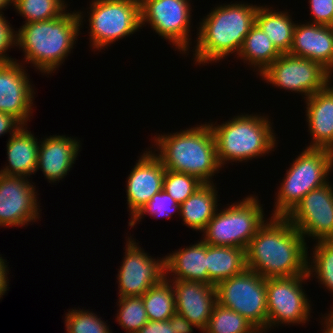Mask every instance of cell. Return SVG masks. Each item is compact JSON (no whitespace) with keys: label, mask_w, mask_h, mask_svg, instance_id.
Here are the masks:
<instances>
[{"label":"cell","mask_w":333,"mask_h":333,"mask_svg":"<svg viewBox=\"0 0 333 333\" xmlns=\"http://www.w3.org/2000/svg\"><path fill=\"white\" fill-rule=\"evenodd\" d=\"M305 99L306 121L312 136L307 148L333 149V85Z\"/></svg>","instance_id":"cell-21"},{"label":"cell","mask_w":333,"mask_h":333,"mask_svg":"<svg viewBox=\"0 0 333 333\" xmlns=\"http://www.w3.org/2000/svg\"><path fill=\"white\" fill-rule=\"evenodd\" d=\"M176 312L203 331L217 304L216 286L202 282L170 280Z\"/></svg>","instance_id":"cell-18"},{"label":"cell","mask_w":333,"mask_h":333,"mask_svg":"<svg viewBox=\"0 0 333 333\" xmlns=\"http://www.w3.org/2000/svg\"><path fill=\"white\" fill-rule=\"evenodd\" d=\"M329 312L328 314L325 313L326 316L322 317L323 319H321V322H323L324 320L322 324H325L324 326H322L324 327L323 333H333V311L331 310Z\"/></svg>","instance_id":"cell-42"},{"label":"cell","mask_w":333,"mask_h":333,"mask_svg":"<svg viewBox=\"0 0 333 333\" xmlns=\"http://www.w3.org/2000/svg\"><path fill=\"white\" fill-rule=\"evenodd\" d=\"M12 1L13 0H0V14H3L2 10H5L4 8L12 6Z\"/></svg>","instance_id":"cell-43"},{"label":"cell","mask_w":333,"mask_h":333,"mask_svg":"<svg viewBox=\"0 0 333 333\" xmlns=\"http://www.w3.org/2000/svg\"><path fill=\"white\" fill-rule=\"evenodd\" d=\"M288 13L287 10L276 12L268 5L265 7L259 5L255 14V23L266 33L281 54L289 53L296 25Z\"/></svg>","instance_id":"cell-26"},{"label":"cell","mask_w":333,"mask_h":333,"mask_svg":"<svg viewBox=\"0 0 333 333\" xmlns=\"http://www.w3.org/2000/svg\"><path fill=\"white\" fill-rule=\"evenodd\" d=\"M3 14H0V63L15 61L7 55L9 48L16 46V33ZM13 46V47H12Z\"/></svg>","instance_id":"cell-36"},{"label":"cell","mask_w":333,"mask_h":333,"mask_svg":"<svg viewBox=\"0 0 333 333\" xmlns=\"http://www.w3.org/2000/svg\"><path fill=\"white\" fill-rule=\"evenodd\" d=\"M214 183H204L180 205L183 223L196 231H203L218 210V191Z\"/></svg>","instance_id":"cell-24"},{"label":"cell","mask_w":333,"mask_h":333,"mask_svg":"<svg viewBox=\"0 0 333 333\" xmlns=\"http://www.w3.org/2000/svg\"><path fill=\"white\" fill-rule=\"evenodd\" d=\"M259 5L233 3L218 5L199 22L193 59L196 65H206L238 54L245 36L255 24Z\"/></svg>","instance_id":"cell-3"},{"label":"cell","mask_w":333,"mask_h":333,"mask_svg":"<svg viewBox=\"0 0 333 333\" xmlns=\"http://www.w3.org/2000/svg\"><path fill=\"white\" fill-rule=\"evenodd\" d=\"M308 246L286 217L271 216L249 242L246 267L263 278L307 274Z\"/></svg>","instance_id":"cell-1"},{"label":"cell","mask_w":333,"mask_h":333,"mask_svg":"<svg viewBox=\"0 0 333 333\" xmlns=\"http://www.w3.org/2000/svg\"><path fill=\"white\" fill-rule=\"evenodd\" d=\"M203 184L201 180L192 175L166 169L163 190L181 205Z\"/></svg>","instance_id":"cell-34"},{"label":"cell","mask_w":333,"mask_h":333,"mask_svg":"<svg viewBox=\"0 0 333 333\" xmlns=\"http://www.w3.org/2000/svg\"><path fill=\"white\" fill-rule=\"evenodd\" d=\"M180 215V204L176 202L168 193L164 190L156 193L140 210L139 212L129 220L128 225L133 228L137 222H140L142 217L150 215L154 218H171L173 213Z\"/></svg>","instance_id":"cell-35"},{"label":"cell","mask_w":333,"mask_h":333,"mask_svg":"<svg viewBox=\"0 0 333 333\" xmlns=\"http://www.w3.org/2000/svg\"><path fill=\"white\" fill-rule=\"evenodd\" d=\"M308 275L266 278L267 330L281 324H304L310 320L311 302L302 284ZM274 326V327H273ZM272 327V328H271Z\"/></svg>","instance_id":"cell-11"},{"label":"cell","mask_w":333,"mask_h":333,"mask_svg":"<svg viewBox=\"0 0 333 333\" xmlns=\"http://www.w3.org/2000/svg\"><path fill=\"white\" fill-rule=\"evenodd\" d=\"M262 205L257 196L248 195L225 209H218L202 231V240L210 245L246 250L259 227L266 221Z\"/></svg>","instance_id":"cell-7"},{"label":"cell","mask_w":333,"mask_h":333,"mask_svg":"<svg viewBox=\"0 0 333 333\" xmlns=\"http://www.w3.org/2000/svg\"><path fill=\"white\" fill-rule=\"evenodd\" d=\"M252 333H266L265 331L263 330H258V329H255Z\"/></svg>","instance_id":"cell-44"},{"label":"cell","mask_w":333,"mask_h":333,"mask_svg":"<svg viewBox=\"0 0 333 333\" xmlns=\"http://www.w3.org/2000/svg\"><path fill=\"white\" fill-rule=\"evenodd\" d=\"M186 129L176 133L156 134L154 147L157 148L153 152L165 169L192 175L203 183H213L212 178L220 173L221 167L217 160L212 128L208 123H203Z\"/></svg>","instance_id":"cell-4"},{"label":"cell","mask_w":333,"mask_h":333,"mask_svg":"<svg viewBox=\"0 0 333 333\" xmlns=\"http://www.w3.org/2000/svg\"><path fill=\"white\" fill-rule=\"evenodd\" d=\"M217 303L246 318L256 329L267 332L266 278L245 269L216 286Z\"/></svg>","instance_id":"cell-9"},{"label":"cell","mask_w":333,"mask_h":333,"mask_svg":"<svg viewBox=\"0 0 333 333\" xmlns=\"http://www.w3.org/2000/svg\"><path fill=\"white\" fill-rule=\"evenodd\" d=\"M80 140L66 135H50L40 140L36 172L41 169L49 183L62 180L80 152Z\"/></svg>","instance_id":"cell-20"},{"label":"cell","mask_w":333,"mask_h":333,"mask_svg":"<svg viewBox=\"0 0 333 333\" xmlns=\"http://www.w3.org/2000/svg\"><path fill=\"white\" fill-rule=\"evenodd\" d=\"M22 125L13 115L0 112V136L7 133L12 136Z\"/></svg>","instance_id":"cell-38"},{"label":"cell","mask_w":333,"mask_h":333,"mask_svg":"<svg viewBox=\"0 0 333 333\" xmlns=\"http://www.w3.org/2000/svg\"><path fill=\"white\" fill-rule=\"evenodd\" d=\"M126 238L125 257L117 275L118 297L142 296L165 278V257L152 258L132 236Z\"/></svg>","instance_id":"cell-13"},{"label":"cell","mask_w":333,"mask_h":333,"mask_svg":"<svg viewBox=\"0 0 333 333\" xmlns=\"http://www.w3.org/2000/svg\"><path fill=\"white\" fill-rule=\"evenodd\" d=\"M165 277L168 280H185L208 284L207 243L200 240L194 245H189L166 255Z\"/></svg>","instance_id":"cell-22"},{"label":"cell","mask_w":333,"mask_h":333,"mask_svg":"<svg viewBox=\"0 0 333 333\" xmlns=\"http://www.w3.org/2000/svg\"><path fill=\"white\" fill-rule=\"evenodd\" d=\"M69 11L51 20L32 22L18 28L16 46L24 53L25 62L39 72L54 73L71 54L78 40L83 11Z\"/></svg>","instance_id":"cell-2"},{"label":"cell","mask_w":333,"mask_h":333,"mask_svg":"<svg viewBox=\"0 0 333 333\" xmlns=\"http://www.w3.org/2000/svg\"><path fill=\"white\" fill-rule=\"evenodd\" d=\"M259 76L273 87L304 95V100L333 81V75L319 63L288 53L281 54Z\"/></svg>","instance_id":"cell-10"},{"label":"cell","mask_w":333,"mask_h":333,"mask_svg":"<svg viewBox=\"0 0 333 333\" xmlns=\"http://www.w3.org/2000/svg\"><path fill=\"white\" fill-rule=\"evenodd\" d=\"M37 193L27 177L0 173V226L25 227L41 218Z\"/></svg>","instance_id":"cell-15"},{"label":"cell","mask_w":333,"mask_h":333,"mask_svg":"<svg viewBox=\"0 0 333 333\" xmlns=\"http://www.w3.org/2000/svg\"><path fill=\"white\" fill-rule=\"evenodd\" d=\"M286 218L305 239H333V184L311 190Z\"/></svg>","instance_id":"cell-14"},{"label":"cell","mask_w":333,"mask_h":333,"mask_svg":"<svg viewBox=\"0 0 333 333\" xmlns=\"http://www.w3.org/2000/svg\"><path fill=\"white\" fill-rule=\"evenodd\" d=\"M66 0H13L17 13L26 20L24 24L51 20L64 14L68 8Z\"/></svg>","instance_id":"cell-30"},{"label":"cell","mask_w":333,"mask_h":333,"mask_svg":"<svg viewBox=\"0 0 333 333\" xmlns=\"http://www.w3.org/2000/svg\"><path fill=\"white\" fill-rule=\"evenodd\" d=\"M246 268L245 249L207 244L208 284L217 286Z\"/></svg>","instance_id":"cell-25"},{"label":"cell","mask_w":333,"mask_h":333,"mask_svg":"<svg viewBox=\"0 0 333 333\" xmlns=\"http://www.w3.org/2000/svg\"><path fill=\"white\" fill-rule=\"evenodd\" d=\"M281 53L273 45L266 33L255 23L245 36L237 58L246 62L260 75Z\"/></svg>","instance_id":"cell-27"},{"label":"cell","mask_w":333,"mask_h":333,"mask_svg":"<svg viewBox=\"0 0 333 333\" xmlns=\"http://www.w3.org/2000/svg\"><path fill=\"white\" fill-rule=\"evenodd\" d=\"M148 150L143 152L127 177L126 195L130 219L156 193L163 190L166 169L153 150Z\"/></svg>","instance_id":"cell-17"},{"label":"cell","mask_w":333,"mask_h":333,"mask_svg":"<svg viewBox=\"0 0 333 333\" xmlns=\"http://www.w3.org/2000/svg\"><path fill=\"white\" fill-rule=\"evenodd\" d=\"M168 321L174 333H193V327L199 329L177 312Z\"/></svg>","instance_id":"cell-39"},{"label":"cell","mask_w":333,"mask_h":333,"mask_svg":"<svg viewBox=\"0 0 333 333\" xmlns=\"http://www.w3.org/2000/svg\"><path fill=\"white\" fill-rule=\"evenodd\" d=\"M141 297L149 321H168L176 313L173 285L166 277Z\"/></svg>","instance_id":"cell-28"},{"label":"cell","mask_w":333,"mask_h":333,"mask_svg":"<svg viewBox=\"0 0 333 333\" xmlns=\"http://www.w3.org/2000/svg\"><path fill=\"white\" fill-rule=\"evenodd\" d=\"M87 16L90 46L101 51L141 28L140 0H92Z\"/></svg>","instance_id":"cell-8"},{"label":"cell","mask_w":333,"mask_h":333,"mask_svg":"<svg viewBox=\"0 0 333 333\" xmlns=\"http://www.w3.org/2000/svg\"><path fill=\"white\" fill-rule=\"evenodd\" d=\"M190 0H140L141 27L149 24L161 38L183 54L190 50ZM190 45V46H189Z\"/></svg>","instance_id":"cell-12"},{"label":"cell","mask_w":333,"mask_h":333,"mask_svg":"<svg viewBox=\"0 0 333 333\" xmlns=\"http://www.w3.org/2000/svg\"><path fill=\"white\" fill-rule=\"evenodd\" d=\"M313 24L333 27V0H309Z\"/></svg>","instance_id":"cell-37"},{"label":"cell","mask_w":333,"mask_h":333,"mask_svg":"<svg viewBox=\"0 0 333 333\" xmlns=\"http://www.w3.org/2000/svg\"><path fill=\"white\" fill-rule=\"evenodd\" d=\"M1 256V255H0ZM7 261L0 257V299L3 295L6 294L7 290L9 291V279L7 274L9 273V267Z\"/></svg>","instance_id":"cell-41"},{"label":"cell","mask_w":333,"mask_h":333,"mask_svg":"<svg viewBox=\"0 0 333 333\" xmlns=\"http://www.w3.org/2000/svg\"><path fill=\"white\" fill-rule=\"evenodd\" d=\"M292 163L275 194L272 216L286 217L311 190L329 182L333 154L329 149L306 147Z\"/></svg>","instance_id":"cell-6"},{"label":"cell","mask_w":333,"mask_h":333,"mask_svg":"<svg viewBox=\"0 0 333 333\" xmlns=\"http://www.w3.org/2000/svg\"><path fill=\"white\" fill-rule=\"evenodd\" d=\"M137 333H174L169 321H148Z\"/></svg>","instance_id":"cell-40"},{"label":"cell","mask_w":333,"mask_h":333,"mask_svg":"<svg viewBox=\"0 0 333 333\" xmlns=\"http://www.w3.org/2000/svg\"><path fill=\"white\" fill-rule=\"evenodd\" d=\"M116 322L126 330V333H137L148 321V316L141 296H126L118 298Z\"/></svg>","instance_id":"cell-32"},{"label":"cell","mask_w":333,"mask_h":333,"mask_svg":"<svg viewBox=\"0 0 333 333\" xmlns=\"http://www.w3.org/2000/svg\"><path fill=\"white\" fill-rule=\"evenodd\" d=\"M37 140L31 131L27 130V125H22L8 139L6 145L8 163L0 170V173L28 178L36 173L40 145V141Z\"/></svg>","instance_id":"cell-23"},{"label":"cell","mask_w":333,"mask_h":333,"mask_svg":"<svg viewBox=\"0 0 333 333\" xmlns=\"http://www.w3.org/2000/svg\"><path fill=\"white\" fill-rule=\"evenodd\" d=\"M256 328L234 310L216 304L203 333H252Z\"/></svg>","instance_id":"cell-31"},{"label":"cell","mask_w":333,"mask_h":333,"mask_svg":"<svg viewBox=\"0 0 333 333\" xmlns=\"http://www.w3.org/2000/svg\"><path fill=\"white\" fill-rule=\"evenodd\" d=\"M0 63V112L27 125L33 113L34 89L22 62Z\"/></svg>","instance_id":"cell-16"},{"label":"cell","mask_w":333,"mask_h":333,"mask_svg":"<svg viewBox=\"0 0 333 333\" xmlns=\"http://www.w3.org/2000/svg\"><path fill=\"white\" fill-rule=\"evenodd\" d=\"M260 115L241 113L221 125L208 122L216 141L217 160L221 168L229 161L239 163L257 159L277 147L273 123L267 115Z\"/></svg>","instance_id":"cell-5"},{"label":"cell","mask_w":333,"mask_h":333,"mask_svg":"<svg viewBox=\"0 0 333 333\" xmlns=\"http://www.w3.org/2000/svg\"><path fill=\"white\" fill-rule=\"evenodd\" d=\"M65 315L67 333H112L107 323L89 310L75 308Z\"/></svg>","instance_id":"cell-33"},{"label":"cell","mask_w":333,"mask_h":333,"mask_svg":"<svg viewBox=\"0 0 333 333\" xmlns=\"http://www.w3.org/2000/svg\"><path fill=\"white\" fill-rule=\"evenodd\" d=\"M312 248L313 255L308 257L307 275L309 278L315 277L325 288L333 292V239L315 241ZM310 259H312L310 261ZM314 275V276H313Z\"/></svg>","instance_id":"cell-29"},{"label":"cell","mask_w":333,"mask_h":333,"mask_svg":"<svg viewBox=\"0 0 333 333\" xmlns=\"http://www.w3.org/2000/svg\"><path fill=\"white\" fill-rule=\"evenodd\" d=\"M290 55L307 58L333 73V27L296 23Z\"/></svg>","instance_id":"cell-19"}]
</instances>
